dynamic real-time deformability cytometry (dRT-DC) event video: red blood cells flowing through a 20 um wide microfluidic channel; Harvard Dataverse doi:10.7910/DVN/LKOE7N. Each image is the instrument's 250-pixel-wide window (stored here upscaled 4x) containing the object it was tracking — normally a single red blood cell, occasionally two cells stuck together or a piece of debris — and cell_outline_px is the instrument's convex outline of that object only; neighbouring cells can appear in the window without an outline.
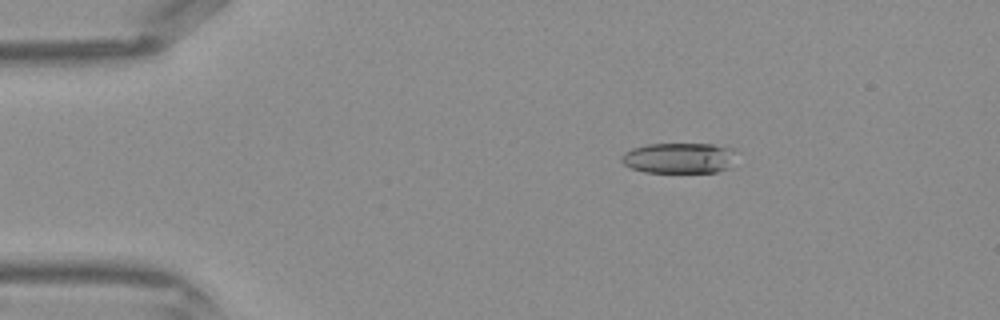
{"species": "Egyptian fruit bat (a non-hibernating species)", "species_latin": "Rousettus aegyptiacus", "temperature_condition": "warm", "stored_images_in_passage": 41, "camera_frame_rate_fps": 3000, "um_per_image_px": 0.085, "frame": {"image": 1, "passage_image": 6, "time_ms": 1.667, "image_size_px": [1000, 320], "cell_outline_px": [[732, 148], [728, 168], [716, 172], [644, 172], [632, 168], [624, 164], [620, 160], [620, 156], [624, 152], [632, 148], [648, 144], [712, 144]], "centroid_in_image_um": [57.61, 13.43], "position_along_channel_um": 27.4, "area_um2": 20.11}}
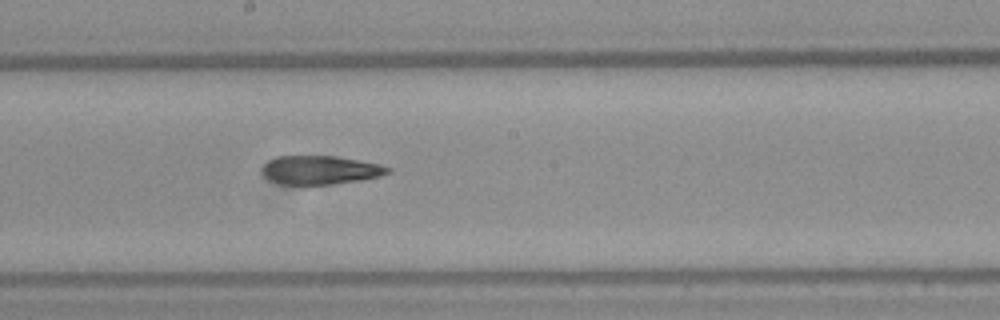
{"frame": {"image": 2, "passage_image": 22, "time_ms": 7.0, "image_size_px": [1000, 320], "cell_outline_px": [[392, 168], [388, 172], [380, 176], [360, 180], [332, 184], [280, 184], [264, 176], [264, 164], [268, 160], [280, 156], [336, 156], [376, 164]], "centroid_in_image_um": [27.21, 14.45], "position_along_channel_um": 221.0, "area_um2": 20.52}}
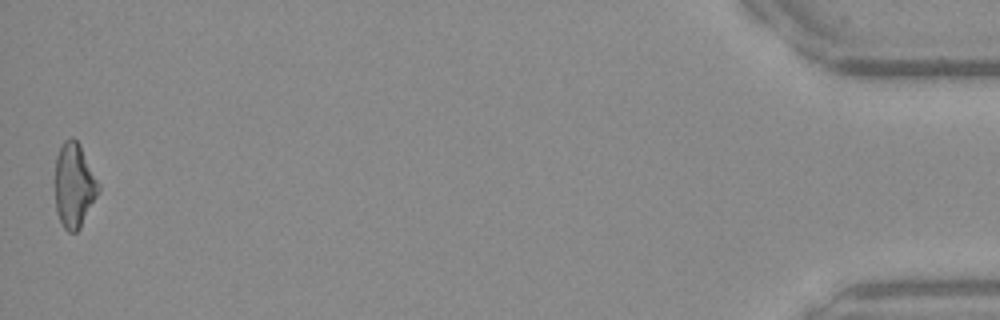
{"frame": {"image": 3, "passage_image": 41, "time_ms": 13.333, "image_size_px": [1000, 320], "cell_outline_px": [[100, 192], [80, 228], [76, 232], [68, 232], [64, 228], [56, 212], [56, 156], [64, 140], [72, 136], [80, 144], [100, 184]], "centroid_in_image_um": [6.33, 15.75], "position_along_channel_um": 428.9, "area_um2": 21.44}}